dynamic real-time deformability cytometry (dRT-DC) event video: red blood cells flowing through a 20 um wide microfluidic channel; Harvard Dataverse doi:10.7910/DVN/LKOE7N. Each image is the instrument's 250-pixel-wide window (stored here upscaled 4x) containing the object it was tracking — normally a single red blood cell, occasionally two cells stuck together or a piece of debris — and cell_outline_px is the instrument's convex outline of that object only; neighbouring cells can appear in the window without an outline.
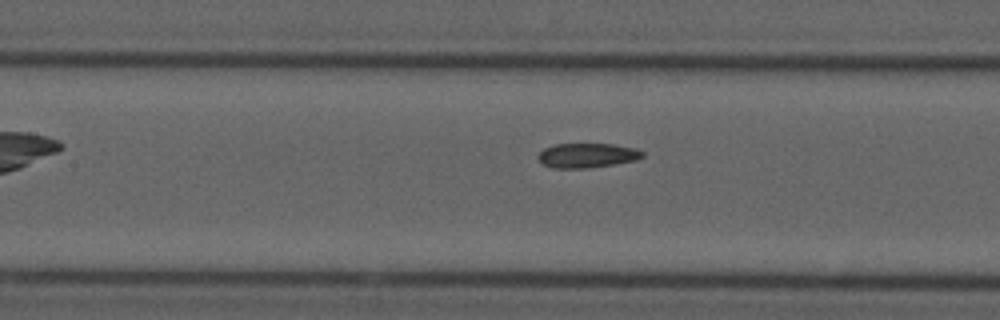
{"species": "common noctule bat (a hibernating species)", "species_latin": "Nyctalus noctula", "temperature_condition": "cold", "stored_images_in_passage": 5, "camera_frame_rate_fps": 3000, "um_per_image_px": 0.085, "animal": {"sex": "male", "forearm_length_mm": 52.5}, "frame": {"image": 1, "passage_image": 5, "time_ms": 4.667, "image_size_px": [1000, 320], "cell_outline_px": [[644, 156], [636, 160], [588, 168], [552, 168], [544, 164], [536, 156], [544, 148], [552, 144], [612, 144], [636, 148], [644, 152]], "centroid_in_image_um": [49.9, 13.2], "position_along_channel_um": 157.5, "area_um2": 14.91}}